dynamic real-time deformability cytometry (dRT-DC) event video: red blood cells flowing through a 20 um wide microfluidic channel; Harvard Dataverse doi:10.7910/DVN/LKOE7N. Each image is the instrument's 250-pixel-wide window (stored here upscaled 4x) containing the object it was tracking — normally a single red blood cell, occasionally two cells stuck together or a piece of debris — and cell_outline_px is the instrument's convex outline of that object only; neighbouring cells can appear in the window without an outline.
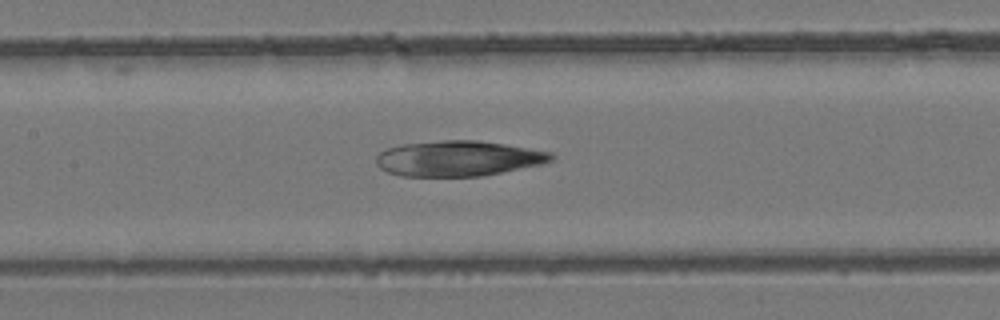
{"species": "common noctule bat (a hibernating species)", "species_latin": "Nyctalus noctula", "temperature_condition": "room temperature", "stored_images_in_passage": 47, "camera_frame_rate_fps": 3000, "um_per_image_px": 0.085, "animal": {"sex": "female", "body_mass_g": 24.6, "forearm_length_mm": 56.2}, "frame": {"image": 1, "passage_image": 23, "time_ms": 7.333, "image_size_px": [1000, 320], "cell_outline_px": [[556, 156], [552, 160], [540, 164], [484, 176], [400, 176], [388, 172], [380, 168], [376, 164], [376, 156], [380, 152], [388, 148], [404, 144], [440, 140], [476, 140], [504, 144], [552, 152]], "centroid_in_image_um": [38.94, 13.47], "position_along_channel_um": 168.5, "area_um2": 36.07}}
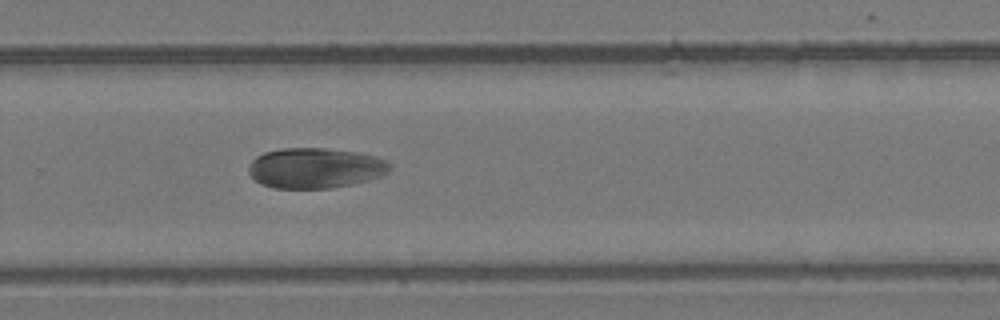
{"frame": {"image": 2, "passage_image": 33, "time_ms": 10.667, "image_size_px": [1000, 320], "cell_outline_px": [[392, 168], [388, 172], [380, 176], [368, 180], [352, 184], [332, 188], [276, 188], [260, 184], [248, 172], [248, 164], [256, 156], [264, 152], [280, 148], [324, 148], [356, 152], [376, 156], [388, 160], [392, 164]], "centroid_in_image_um": [26.81, 14.28], "position_along_channel_um": 303.0, "area_um2": 33.47}}
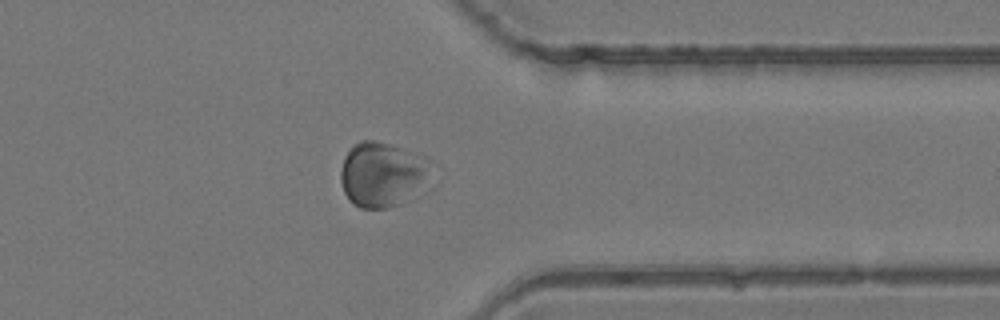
{"frame": {"image": 3, "passage_image": 39, "time_ms": 12.667, "image_size_px": [1000, 320], "cell_outline_px": [[428, 160], [424, 192], [420, 196], [412, 200], [388, 208], [360, 208], [344, 192], [340, 180], [340, 172], [344, 156], [352, 144], [360, 140], [376, 140], [424, 156]], "centroid_in_image_um": [32.48, 14.84], "position_along_channel_um": 378.9, "area_um2": 34.39}}